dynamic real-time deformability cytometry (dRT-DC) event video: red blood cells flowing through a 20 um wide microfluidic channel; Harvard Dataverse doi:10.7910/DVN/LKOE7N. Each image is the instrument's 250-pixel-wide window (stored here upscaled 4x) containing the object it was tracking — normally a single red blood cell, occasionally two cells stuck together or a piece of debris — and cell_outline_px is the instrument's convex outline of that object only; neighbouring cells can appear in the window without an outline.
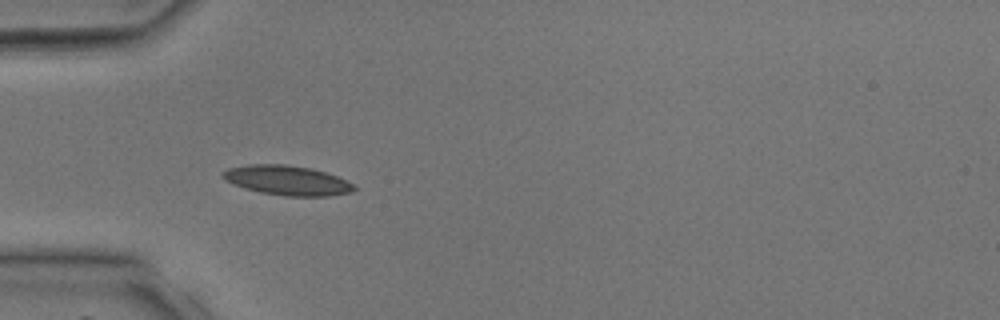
{"species": "common noctule bat (a hibernating species)", "species_latin": "Nyctalus noctula", "temperature_condition": "room temperature", "stored_images_in_passage": 28, "camera_frame_rate_fps": 3000, "um_per_image_px": 0.085, "animal": {"sex": "male", "body_mass_g": 17.9, "forearm_length_mm": 54.2}, "frame": {"image": 1, "passage_image": 1, "time_ms": 0.0, "image_size_px": [1000, 320], "cell_outline_px": [[356, 188], [348, 192], [328, 196], [284, 196], [260, 192], [244, 188], [220, 176], [220, 172], [228, 168], [248, 164], [284, 164], [312, 168], [336, 176], [352, 184]], "centroid_in_image_um": [24.36, 15.32], "position_along_channel_um": 60.6, "area_um2": 22.43}}
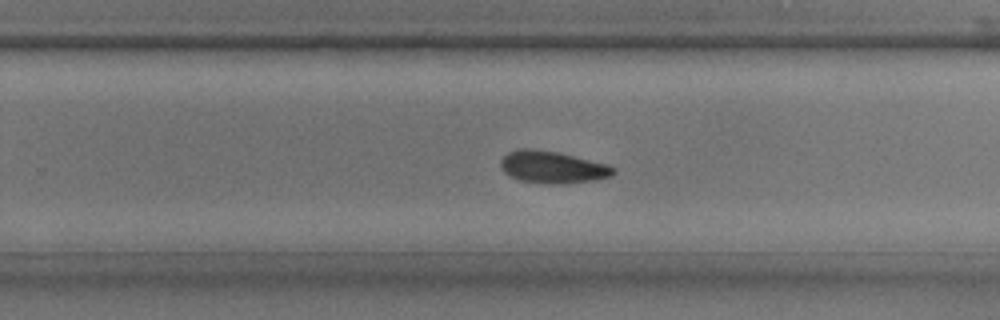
{"frame": {"image": 2, "passage_image": 14, "time_ms": 4.333, "image_size_px": [1000, 320], "cell_outline_px": [[616, 172], [612, 176], [596, 180], [568, 184], [548, 184], [520, 180], [508, 176], [500, 168], [500, 160], [508, 152], [520, 148], [528, 148], [556, 152], [608, 164], [616, 168]], "centroid_in_image_um": [46.97, 14.22], "position_along_channel_um": 282.8, "area_um2": 21.33}}
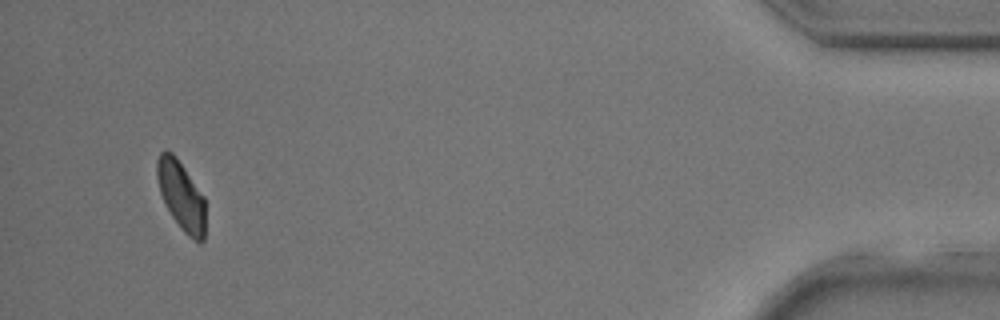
{"frame": {"image": 3, "passage_image": 26, "time_ms": 8.333, "image_size_px": [1000, 320], "cell_outline_px": [[204, 240], [200, 244], [188, 236], [184, 232], [172, 216], [160, 192], [156, 176], [156, 160], [160, 152], [172, 152], [176, 156], [204, 196]], "centroid_in_image_um": [15.4, 16.62], "position_along_channel_um": 419.8, "area_um2": 19.25}}